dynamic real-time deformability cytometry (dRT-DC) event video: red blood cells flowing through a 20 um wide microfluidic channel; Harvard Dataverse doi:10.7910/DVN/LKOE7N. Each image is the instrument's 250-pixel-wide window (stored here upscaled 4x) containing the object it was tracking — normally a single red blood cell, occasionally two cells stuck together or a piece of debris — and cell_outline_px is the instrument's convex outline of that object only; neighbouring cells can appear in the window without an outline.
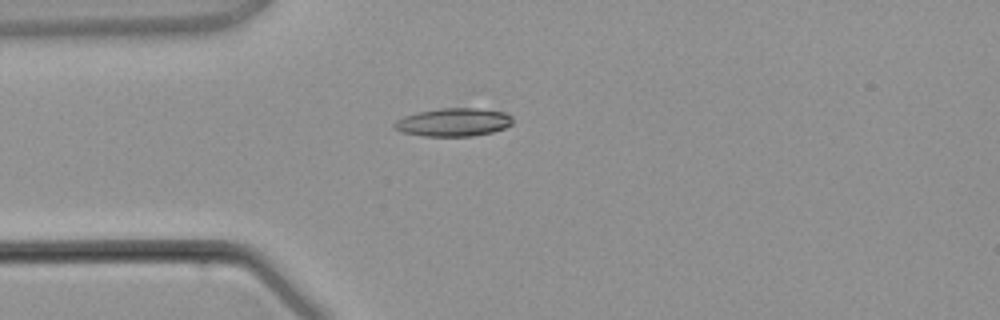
{"species": "common noctule bat (a hibernating species)", "species_latin": "Nyctalus noctula", "temperature_condition": "warm", "stored_images_in_passage": 4, "camera_frame_rate_fps": 3000, "um_per_image_px": 0.085, "animal": {"sex": "male", "body_mass_g": 21.5, "forearm_length_mm": 52.0}, "frame": {"image": 1, "passage_image": 4, "time_ms": 4.333, "image_size_px": [1000, 320], "cell_outline_px": [[512, 124], [504, 128], [492, 132], [472, 136], [424, 136], [400, 132], [392, 128], [392, 124], [396, 120], [404, 116], [420, 112], [440, 108], [476, 108], [504, 112], [512, 116]], "centroid_in_image_um": [38.51, 10.39], "position_along_channel_um": 46.5, "area_um2": 19.48}}